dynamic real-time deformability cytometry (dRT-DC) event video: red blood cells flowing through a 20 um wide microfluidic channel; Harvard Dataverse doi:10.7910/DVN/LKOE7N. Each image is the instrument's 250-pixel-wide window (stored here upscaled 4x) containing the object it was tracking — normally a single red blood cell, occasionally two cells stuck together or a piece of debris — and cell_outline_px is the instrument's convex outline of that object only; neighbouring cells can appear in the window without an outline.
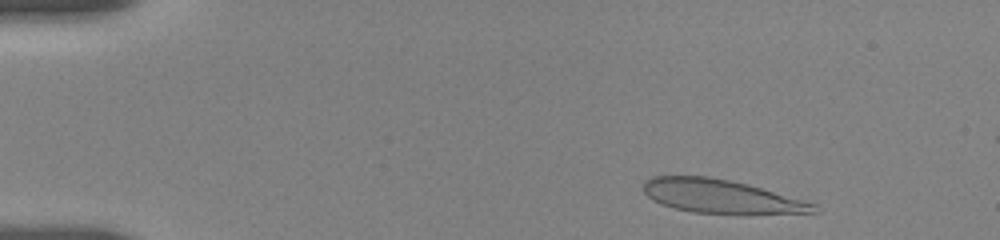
{"species": "human", "species_latin": "Homo sapiens", "temperature_condition": "room temperature", "stored_images_in_passage": 16, "camera_frame_rate_fps": 3000, "um_per_image_px": 0.085, "donor": {"sex": "female"}, "frame": {"image": 1, "passage_image": 5, "time_ms": 1.0, "image_size_px": [1000, 240], "cell_outline_px": [[820, 212], [692, 212], [660, 204], [652, 200], [644, 192], [644, 180], [652, 176], [708, 176], [748, 184], [804, 200], [816, 204]], "centroid_in_image_um": [61.21, 16.65], "position_along_channel_um": 23.8, "area_um2": 32.43}}
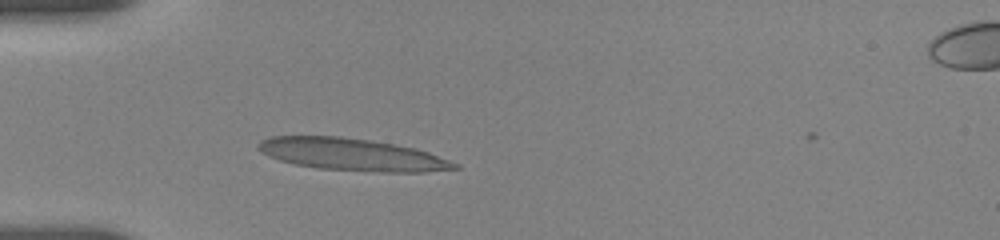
{"frame": {"image": 2, "passage_image": 14, "time_ms": 4.0, "image_size_px": [1000, 240], "cell_outline_px": [[460, 168], [424, 172], [384, 172], [316, 168], [292, 164], [268, 156], [260, 152], [256, 148], [256, 144], [260, 140], [272, 136], [340, 136], [372, 140], [396, 144], [416, 148], [428, 152], [460, 164]], "centroid_in_image_um": [29.9, 13.13], "position_along_channel_um": 55.1, "area_um2": 37.17}}
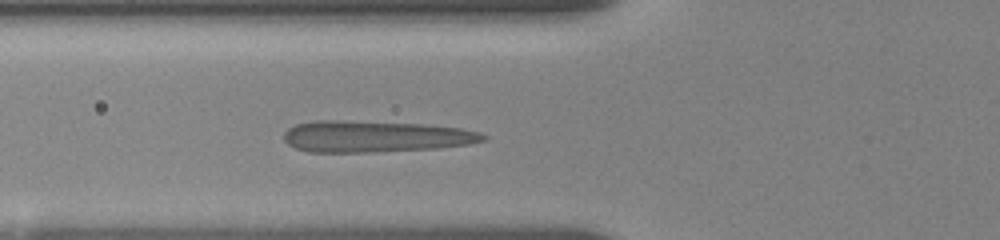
{"frame": {"image": 3, "passage_image": 16, "time_ms": 5.333, "image_size_px": [1000, 240], "cell_outline_px": [[488, 140], [468, 144], [440, 148], [372, 152], [308, 152], [296, 148], [288, 144], [284, 140], [284, 132], [288, 128], [296, 124], [316, 120], [336, 120], [420, 124], [460, 128], [480, 132], [488, 136]], "centroid_in_image_um": [31.9, 11.6], "position_along_channel_um": 93.9, "area_um2": 36.59}}